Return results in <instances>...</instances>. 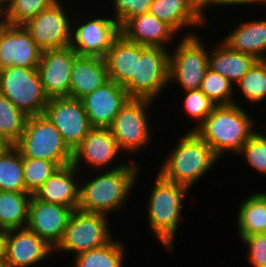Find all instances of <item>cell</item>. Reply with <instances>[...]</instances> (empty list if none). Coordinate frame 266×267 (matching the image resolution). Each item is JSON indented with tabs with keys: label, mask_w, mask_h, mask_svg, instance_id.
<instances>
[{
	"label": "cell",
	"mask_w": 266,
	"mask_h": 267,
	"mask_svg": "<svg viewBox=\"0 0 266 267\" xmlns=\"http://www.w3.org/2000/svg\"><path fill=\"white\" fill-rule=\"evenodd\" d=\"M263 3H264V0H216V6H218L219 7V5L220 6H223V7H225V5L226 6H236V5H238V6H240L241 7V5H243V6H246V5H263Z\"/></svg>",
	"instance_id": "obj_40"
},
{
	"label": "cell",
	"mask_w": 266,
	"mask_h": 267,
	"mask_svg": "<svg viewBox=\"0 0 266 267\" xmlns=\"http://www.w3.org/2000/svg\"><path fill=\"white\" fill-rule=\"evenodd\" d=\"M170 51L147 47L137 57L136 74L124 86L131 98L156 100L169 87Z\"/></svg>",
	"instance_id": "obj_10"
},
{
	"label": "cell",
	"mask_w": 266,
	"mask_h": 267,
	"mask_svg": "<svg viewBox=\"0 0 266 267\" xmlns=\"http://www.w3.org/2000/svg\"><path fill=\"white\" fill-rule=\"evenodd\" d=\"M0 190L26 192L23 157L14 145L0 151Z\"/></svg>",
	"instance_id": "obj_29"
},
{
	"label": "cell",
	"mask_w": 266,
	"mask_h": 267,
	"mask_svg": "<svg viewBox=\"0 0 266 267\" xmlns=\"http://www.w3.org/2000/svg\"><path fill=\"white\" fill-rule=\"evenodd\" d=\"M255 119L239 104L215 106L195 131L215 154L239 153L255 130Z\"/></svg>",
	"instance_id": "obj_2"
},
{
	"label": "cell",
	"mask_w": 266,
	"mask_h": 267,
	"mask_svg": "<svg viewBox=\"0 0 266 267\" xmlns=\"http://www.w3.org/2000/svg\"><path fill=\"white\" fill-rule=\"evenodd\" d=\"M124 250V244L113 239L103 247L75 256L72 267H124L126 256Z\"/></svg>",
	"instance_id": "obj_30"
},
{
	"label": "cell",
	"mask_w": 266,
	"mask_h": 267,
	"mask_svg": "<svg viewBox=\"0 0 266 267\" xmlns=\"http://www.w3.org/2000/svg\"><path fill=\"white\" fill-rule=\"evenodd\" d=\"M97 16L81 20L82 23H72L71 47L79 56L104 58L112 42L120 34L119 25L112 17Z\"/></svg>",
	"instance_id": "obj_13"
},
{
	"label": "cell",
	"mask_w": 266,
	"mask_h": 267,
	"mask_svg": "<svg viewBox=\"0 0 266 267\" xmlns=\"http://www.w3.org/2000/svg\"><path fill=\"white\" fill-rule=\"evenodd\" d=\"M32 194L0 190V228H25Z\"/></svg>",
	"instance_id": "obj_28"
},
{
	"label": "cell",
	"mask_w": 266,
	"mask_h": 267,
	"mask_svg": "<svg viewBox=\"0 0 266 267\" xmlns=\"http://www.w3.org/2000/svg\"><path fill=\"white\" fill-rule=\"evenodd\" d=\"M6 146V144L0 139V151Z\"/></svg>",
	"instance_id": "obj_44"
},
{
	"label": "cell",
	"mask_w": 266,
	"mask_h": 267,
	"mask_svg": "<svg viewBox=\"0 0 266 267\" xmlns=\"http://www.w3.org/2000/svg\"><path fill=\"white\" fill-rule=\"evenodd\" d=\"M222 42L232 50L266 60V20L243 21Z\"/></svg>",
	"instance_id": "obj_24"
},
{
	"label": "cell",
	"mask_w": 266,
	"mask_h": 267,
	"mask_svg": "<svg viewBox=\"0 0 266 267\" xmlns=\"http://www.w3.org/2000/svg\"><path fill=\"white\" fill-rule=\"evenodd\" d=\"M77 56L71 46L41 53L37 70L49 98L69 97L71 72Z\"/></svg>",
	"instance_id": "obj_15"
},
{
	"label": "cell",
	"mask_w": 266,
	"mask_h": 267,
	"mask_svg": "<svg viewBox=\"0 0 266 267\" xmlns=\"http://www.w3.org/2000/svg\"><path fill=\"white\" fill-rule=\"evenodd\" d=\"M183 93H185L183 106L187 113L186 115L195 119V122L198 121L195 123L194 127L187 129L186 131H196L216 105L200 89L189 90Z\"/></svg>",
	"instance_id": "obj_36"
},
{
	"label": "cell",
	"mask_w": 266,
	"mask_h": 267,
	"mask_svg": "<svg viewBox=\"0 0 266 267\" xmlns=\"http://www.w3.org/2000/svg\"><path fill=\"white\" fill-rule=\"evenodd\" d=\"M163 160L158 172L167 180L192 188L220 158L195 131H186Z\"/></svg>",
	"instance_id": "obj_4"
},
{
	"label": "cell",
	"mask_w": 266,
	"mask_h": 267,
	"mask_svg": "<svg viewBox=\"0 0 266 267\" xmlns=\"http://www.w3.org/2000/svg\"><path fill=\"white\" fill-rule=\"evenodd\" d=\"M140 169L139 163L130 159L119 169L100 171L99 175L94 173L91 180L86 178L85 183L80 184L77 209L106 216L113 211L120 212L135 188Z\"/></svg>",
	"instance_id": "obj_1"
},
{
	"label": "cell",
	"mask_w": 266,
	"mask_h": 267,
	"mask_svg": "<svg viewBox=\"0 0 266 267\" xmlns=\"http://www.w3.org/2000/svg\"><path fill=\"white\" fill-rule=\"evenodd\" d=\"M238 154L246 159L248 166L250 165L260 174H266V136L264 133L255 131Z\"/></svg>",
	"instance_id": "obj_37"
},
{
	"label": "cell",
	"mask_w": 266,
	"mask_h": 267,
	"mask_svg": "<svg viewBox=\"0 0 266 267\" xmlns=\"http://www.w3.org/2000/svg\"><path fill=\"white\" fill-rule=\"evenodd\" d=\"M152 102L146 98H130L116 115L109 129L122 152L137 154L152 142L151 118L147 115Z\"/></svg>",
	"instance_id": "obj_9"
},
{
	"label": "cell",
	"mask_w": 266,
	"mask_h": 267,
	"mask_svg": "<svg viewBox=\"0 0 266 267\" xmlns=\"http://www.w3.org/2000/svg\"><path fill=\"white\" fill-rule=\"evenodd\" d=\"M209 51V69L220 73L234 85L258 61L251 55L232 50L222 41Z\"/></svg>",
	"instance_id": "obj_26"
},
{
	"label": "cell",
	"mask_w": 266,
	"mask_h": 267,
	"mask_svg": "<svg viewBox=\"0 0 266 267\" xmlns=\"http://www.w3.org/2000/svg\"><path fill=\"white\" fill-rule=\"evenodd\" d=\"M109 81L104 58L77 56L71 72L69 97L81 99Z\"/></svg>",
	"instance_id": "obj_23"
},
{
	"label": "cell",
	"mask_w": 266,
	"mask_h": 267,
	"mask_svg": "<svg viewBox=\"0 0 266 267\" xmlns=\"http://www.w3.org/2000/svg\"><path fill=\"white\" fill-rule=\"evenodd\" d=\"M73 209L47 203L32 195L27 228L55 249L61 242Z\"/></svg>",
	"instance_id": "obj_17"
},
{
	"label": "cell",
	"mask_w": 266,
	"mask_h": 267,
	"mask_svg": "<svg viewBox=\"0 0 266 267\" xmlns=\"http://www.w3.org/2000/svg\"><path fill=\"white\" fill-rule=\"evenodd\" d=\"M54 249L27 227L7 230L3 267H33L50 258Z\"/></svg>",
	"instance_id": "obj_19"
},
{
	"label": "cell",
	"mask_w": 266,
	"mask_h": 267,
	"mask_svg": "<svg viewBox=\"0 0 266 267\" xmlns=\"http://www.w3.org/2000/svg\"><path fill=\"white\" fill-rule=\"evenodd\" d=\"M130 98L123 86L109 80L81 101L92 127L109 128Z\"/></svg>",
	"instance_id": "obj_18"
},
{
	"label": "cell",
	"mask_w": 266,
	"mask_h": 267,
	"mask_svg": "<svg viewBox=\"0 0 266 267\" xmlns=\"http://www.w3.org/2000/svg\"><path fill=\"white\" fill-rule=\"evenodd\" d=\"M81 170L82 167L78 170L72 164L58 168L34 196L47 203L61 204L73 210L77 209L80 192V183L77 180L79 176H83V174H78Z\"/></svg>",
	"instance_id": "obj_20"
},
{
	"label": "cell",
	"mask_w": 266,
	"mask_h": 267,
	"mask_svg": "<svg viewBox=\"0 0 266 267\" xmlns=\"http://www.w3.org/2000/svg\"><path fill=\"white\" fill-rule=\"evenodd\" d=\"M63 4L57 2L23 25L42 52L71 46L74 20Z\"/></svg>",
	"instance_id": "obj_11"
},
{
	"label": "cell",
	"mask_w": 266,
	"mask_h": 267,
	"mask_svg": "<svg viewBox=\"0 0 266 267\" xmlns=\"http://www.w3.org/2000/svg\"><path fill=\"white\" fill-rule=\"evenodd\" d=\"M0 94L28 117L43 114L49 100L38 70L18 66L0 70Z\"/></svg>",
	"instance_id": "obj_7"
},
{
	"label": "cell",
	"mask_w": 266,
	"mask_h": 267,
	"mask_svg": "<svg viewBox=\"0 0 266 267\" xmlns=\"http://www.w3.org/2000/svg\"><path fill=\"white\" fill-rule=\"evenodd\" d=\"M184 35L170 52L169 84L177 82L185 92L200 89L210 53L197 33L189 31Z\"/></svg>",
	"instance_id": "obj_6"
},
{
	"label": "cell",
	"mask_w": 266,
	"mask_h": 267,
	"mask_svg": "<svg viewBox=\"0 0 266 267\" xmlns=\"http://www.w3.org/2000/svg\"><path fill=\"white\" fill-rule=\"evenodd\" d=\"M240 240L247 246L246 256L251 266L266 267V233L253 234Z\"/></svg>",
	"instance_id": "obj_39"
},
{
	"label": "cell",
	"mask_w": 266,
	"mask_h": 267,
	"mask_svg": "<svg viewBox=\"0 0 266 267\" xmlns=\"http://www.w3.org/2000/svg\"><path fill=\"white\" fill-rule=\"evenodd\" d=\"M237 215L238 236L244 239L258 233H266V191L253 194L239 205Z\"/></svg>",
	"instance_id": "obj_27"
},
{
	"label": "cell",
	"mask_w": 266,
	"mask_h": 267,
	"mask_svg": "<svg viewBox=\"0 0 266 267\" xmlns=\"http://www.w3.org/2000/svg\"><path fill=\"white\" fill-rule=\"evenodd\" d=\"M27 117L6 96L0 94V139L6 145H15L19 141Z\"/></svg>",
	"instance_id": "obj_32"
},
{
	"label": "cell",
	"mask_w": 266,
	"mask_h": 267,
	"mask_svg": "<svg viewBox=\"0 0 266 267\" xmlns=\"http://www.w3.org/2000/svg\"><path fill=\"white\" fill-rule=\"evenodd\" d=\"M43 114L60 132L63 141L72 152L93 128L81 99L49 98Z\"/></svg>",
	"instance_id": "obj_12"
},
{
	"label": "cell",
	"mask_w": 266,
	"mask_h": 267,
	"mask_svg": "<svg viewBox=\"0 0 266 267\" xmlns=\"http://www.w3.org/2000/svg\"><path fill=\"white\" fill-rule=\"evenodd\" d=\"M234 86L250 104L266 100V60H258Z\"/></svg>",
	"instance_id": "obj_33"
},
{
	"label": "cell",
	"mask_w": 266,
	"mask_h": 267,
	"mask_svg": "<svg viewBox=\"0 0 266 267\" xmlns=\"http://www.w3.org/2000/svg\"><path fill=\"white\" fill-rule=\"evenodd\" d=\"M146 48L129 41L120 33L104 56L109 80L124 87L136 74L137 57H140Z\"/></svg>",
	"instance_id": "obj_22"
},
{
	"label": "cell",
	"mask_w": 266,
	"mask_h": 267,
	"mask_svg": "<svg viewBox=\"0 0 266 267\" xmlns=\"http://www.w3.org/2000/svg\"><path fill=\"white\" fill-rule=\"evenodd\" d=\"M120 33L129 41L146 47L167 48L177 33L153 14L144 13L129 19Z\"/></svg>",
	"instance_id": "obj_21"
},
{
	"label": "cell",
	"mask_w": 266,
	"mask_h": 267,
	"mask_svg": "<svg viewBox=\"0 0 266 267\" xmlns=\"http://www.w3.org/2000/svg\"><path fill=\"white\" fill-rule=\"evenodd\" d=\"M151 188L150 198L146 201L149 229L155 239L170 252L182 219L183 202L190 190L167 180L159 172Z\"/></svg>",
	"instance_id": "obj_3"
},
{
	"label": "cell",
	"mask_w": 266,
	"mask_h": 267,
	"mask_svg": "<svg viewBox=\"0 0 266 267\" xmlns=\"http://www.w3.org/2000/svg\"><path fill=\"white\" fill-rule=\"evenodd\" d=\"M194 8L204 17H206L205 11L208 6H215L216 7V0H188Z\"/></svg>",
	"instance_id": "obj_41"
},
{
	"label": "cell",
	"mask_w": 266,
	"mask_h": 267,
	"mask_svg": "<svg viewBox=\"0 0 266 267\" xmlns=\"http://www.w3.org/2000/svg\"><path fill=\"white\" fill-rule=\"evenodd\" d=\"M121 152L109 128L93 127L81 144L73 151L72 165L79 170L80 165L84 162L83 168L86 165L88 170L93 168L90 171L96 170L97 172L104 169H119L126 164L121 163L116 167L114 165L111 166V163L116 160L115 158H118L117 156Z\"/></svg>",
	"instance_id": "obj_14"
},
{
	"label": "cell",
	"mask_w": 266,
	"mask_h": 267,
	"mask_svg": "<svg viewBox=\"0 0 266 267\" xmlns=\"http://www.w3.org/2000/svg\"><path fill=\"white\" fill-rule=\"evenodd\" d=\"M233 83L220 73L207 69L200 90L216 105L238 104L234 99Z\"/></svg>",
	"instance_id": "obj_34"
},
{
	"label": "cell",
	"mask_w": 266,
	"mask_h": 267,
	"mask_svg": "<svg viewBox=\"0 0 266 267\" xmlns=\"http://www.w3.org/2000/svg\"><path fill=\"white\" fill-rule=\"evenodd\" d=\"M60 0H9L0 11L1 21L8 25L23 26L44 9Z\"/></svg>",
	"instance_id": "obj_31"
},
{
	"label": "cell",
	"mask_w": 266,
	"mask_h": 267,
	"mask_svg": "<svg viewBox=\"0 0 266 267\" xmlns=\"http://www.w3.org/2000/svg\"><path fill=\"white\" fill-rule=\"evenodd\" d=\"M59 167L49 160L23 158L26 193L34 195Z\"/></svg>",
	"instance_id": "obj_35"
},
{
	"label": "cell",
	"mask_w": 266,
	"mask_h": 267,
	"mask_svg": "<svg viewBox=\"0 0 266 267\" xmlns=\"http://www.w3.org/2000/svg\"><path fill=\"white\" fill-rule=\"evenodd\" d=\"M9 2V0H0V11Z\"/></svg>",
	"instance_id": "obj_43"
},
{
	"label": "cell",
	"mask_w": 266,
	"mask_h": 267,
	"mask_svg": "<svg viewBox=\"0 0 266 267\" xmlns=\"http://www.w3.org/2000/svg\"><path fill=\"white\" fill-rule=\"evenodd\" d=\"M149 13L168 24L177 34L185 28L202 26L207 21L188 0H153Z\"/></svg>",
	"instance_id": "obj_25"
},
{
	"label": "cell",
	"mask_w": 266,
	"mask_h": 267,
	"mask_svg": "<svg viewBox=\"0 0 266 267\" xmlns=\"http://www.w3.org/2000/svg\"><path fill=\"white\" fill-rule=\"evenodd\" d=\"M153 0H113L114 15L111 17L121 28L129 19L148 13Z\"/></svg>",
	"instance_id": "obj_38"
},
{
	"label": "cell",
	"mask_w": 266,
	"mask_h": 267,
	"mask_svg": "<svg viewBox=\"0 0 266 267\" xmlns=\"http://www.w3.org/2000/svg\"><path fill=\"white\" fill-rule=\"evenodd\" d=\"M7 248V230L0 228V263L4 265Z\"/></svg>",
	"instance_id": "obj_42"
},
{
	"label": "cell",
	"mask_w": 266,
	"mask_h": 267,
	"mask_svg": "<svg viewBox=\"0 0 266 267\" xmlns=\"http://www.w3.org/2000/svg\"><path fill=\"white\" fill-rule=\"evenodd\" d=\"M41 53L24 26L0 23V70L10 66L37 69Z\"/></svg>",
	"instance_id": "obj_16"
},
{
	"label": "cell",
	"mask_w": 266,
	"mask_h": 267,
	"mask_svg": "<svg viewBox=\"0 0 266 267\" xmlns=\"http://www.w3.org/2000/svg\"><path fill=\"white\" fill-rule=\"evenodd\" d=\"M14 146L23 158L49 160L59 168L72 164L73 152L44 114L27 117L23 134Z\"/></svg>",
	"instance_id": "obj_5"
},
{
	"label": "cell",
	"mask_w": 266,
	"mask_h": 267,
	"mask_svg": "<svg viewBox=\"0 0 266 267\" xmlns=\"http://www.w3.org/2000/svg\"><path fill=\"white\" fill-rule=\"evenodd\" d=\"M108 218L100 213L73 210L64 236L54 251L74 252L72 255L77 256L107 245L113 240Z\"/></svg>",
	"instance_id": "obj_8"
}]
</instances>
